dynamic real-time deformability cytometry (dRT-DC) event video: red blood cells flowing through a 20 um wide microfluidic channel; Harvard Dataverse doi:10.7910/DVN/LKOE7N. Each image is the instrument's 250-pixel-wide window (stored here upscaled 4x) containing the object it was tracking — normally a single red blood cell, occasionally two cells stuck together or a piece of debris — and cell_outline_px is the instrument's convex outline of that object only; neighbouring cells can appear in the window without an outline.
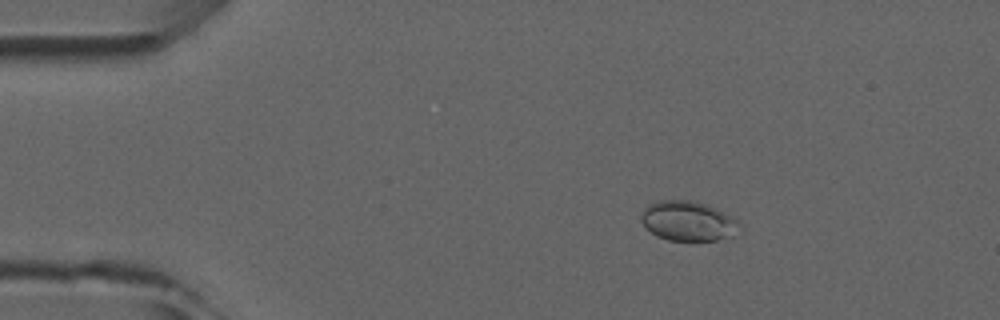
{"species": "common noctule bat (a hibernating species)", "species_latin": "Nyctalus noctula", "temperature_condition": "room temperature", "stored_images_in_passage": 5, "camera_frame_rate_fps": 3000, "um_per_image_px": 0.085, "animal": {"sex": "male", "forearm_length_mm": 52.5}, "frame": {"image": 1, "passage_image": 3, "time_ms": 2.333, "image_size_px": [1000, 320], "cell_outline_px": [[736, 220], [732, 236], [716, 240], [668, 240], [656, 236], [640, 220], [640, 216], [644, 208], [648, 204], [656, 200], [692, 200], [716, 208]], "centroid_in_image_um": [58.37, 18.77], "position_along_channel_um": 26.6, "area_um2": 22.25}}